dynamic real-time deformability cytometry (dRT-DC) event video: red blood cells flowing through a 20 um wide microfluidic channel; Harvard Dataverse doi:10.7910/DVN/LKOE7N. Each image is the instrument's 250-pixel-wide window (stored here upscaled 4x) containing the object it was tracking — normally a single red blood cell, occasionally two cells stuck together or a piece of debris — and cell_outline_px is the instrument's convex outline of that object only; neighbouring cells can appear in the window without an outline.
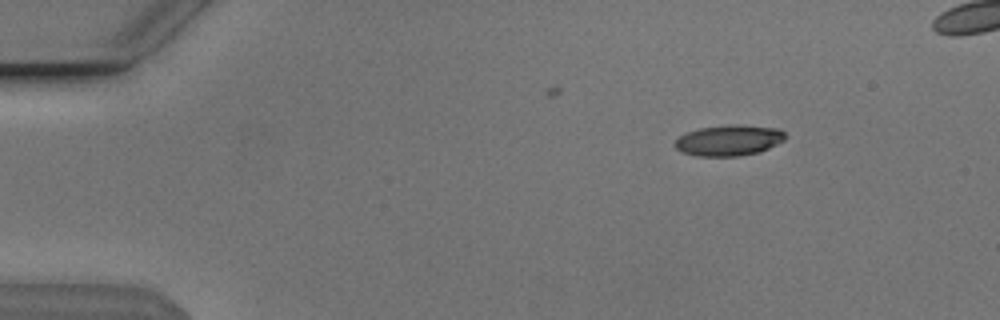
{"species": "Egyptian fruit bat (a non-hibernating species)", "species_latin": "Rousettus aegyptiacus", "temperature_condition": "cold", "stored_images_in_passage": 10, "camera_frame_rate_fps": 3000, "um_per_image_px": 0.085, "animal": {"sex": "male"}, "frame": {"image": 1, "passage_image": 1, "time_ms": 0.0, "image_size_px": [1000, 320], "cell_outline_px": [[784, 140], [760, 152], [740, 156], [696, 156], [680, 152], [672, 144], [684, 132], [700, 128], [736, 124], [740, 124], [780, 128], [784, 132]], "centroid_in_image_um": [61.92, 11.93], "position_along_channel_um": 23.1, "area_um2": 20.0}}